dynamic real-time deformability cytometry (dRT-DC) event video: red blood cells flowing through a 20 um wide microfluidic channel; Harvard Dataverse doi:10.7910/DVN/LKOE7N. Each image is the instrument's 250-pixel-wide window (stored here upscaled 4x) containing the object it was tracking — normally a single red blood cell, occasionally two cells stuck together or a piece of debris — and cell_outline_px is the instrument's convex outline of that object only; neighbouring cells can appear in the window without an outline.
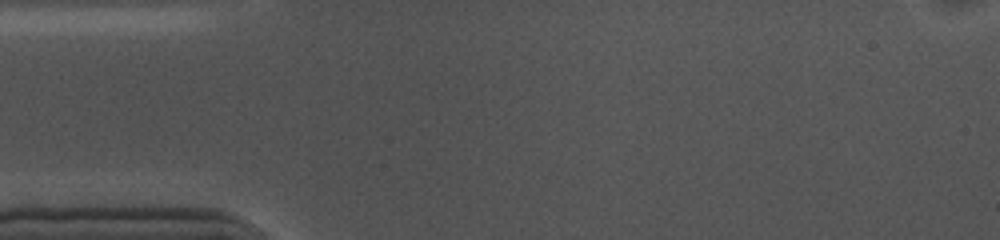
{"species": "common noctule bat (a hibernating species)", "species_latin": "Nyctalus noctula", "temperature_condition": "cold", "stored_images_in_passage": 4, "camera_frame_rate_fps": 3000, "um_per_image_px": 0.085, "animal": {"sex": "female", "body_mass_g": 10.0, "forearm_length_mm": 53.1}, "frame": {"image": 1, "passage_image": 1, "time_ms": 0.0, "image_size_px": [1000, 240], "cell_outline_px": [[164, 52], [156, 56], [68, 60], [16, 56], [12, 52], [20, 48], [92, 44], [124, 44], [164, 48]], "centroid_in_image_um": [7.57, 4.4], "position_along_channel_um": 77.4, "area_um2": 13.06}}